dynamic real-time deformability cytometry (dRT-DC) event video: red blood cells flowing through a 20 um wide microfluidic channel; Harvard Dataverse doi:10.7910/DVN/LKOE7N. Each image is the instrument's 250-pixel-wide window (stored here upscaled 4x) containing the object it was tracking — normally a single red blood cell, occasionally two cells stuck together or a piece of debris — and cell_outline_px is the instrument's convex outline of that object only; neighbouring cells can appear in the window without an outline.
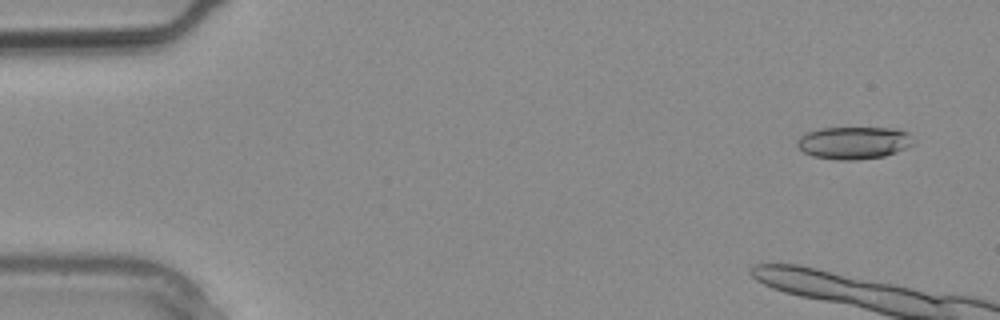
{"species": "common noctule bat (a hibernating species)", "species_latin": "Nyctalus noctula", "temperature_condition": "warm", "stored_images_in_passage": 4, "camera_frame_rate_fps": 3000, "um_per_image_px": 0.085, "animal": {"sex": "male", "body_mass_g": 20.4}, "frame": {"image": 1, "passage_image": 1, "time_ms": 0.0, "image_size_px": [1000, 320], "cell_outline_px": [[916, 140], [912, 144], [896, 152], [884, 156], [856, 160], [836, 160], [812, 156], [804, 152], [796, 144], [796, 140], [800, 136], [808, 132], [820, 128], [892, 128], [908, 132]], "centroid_in_image_um": [72.57, 12.13], "position_along_channel_um": 12.4, "area_um2": 22.02}}